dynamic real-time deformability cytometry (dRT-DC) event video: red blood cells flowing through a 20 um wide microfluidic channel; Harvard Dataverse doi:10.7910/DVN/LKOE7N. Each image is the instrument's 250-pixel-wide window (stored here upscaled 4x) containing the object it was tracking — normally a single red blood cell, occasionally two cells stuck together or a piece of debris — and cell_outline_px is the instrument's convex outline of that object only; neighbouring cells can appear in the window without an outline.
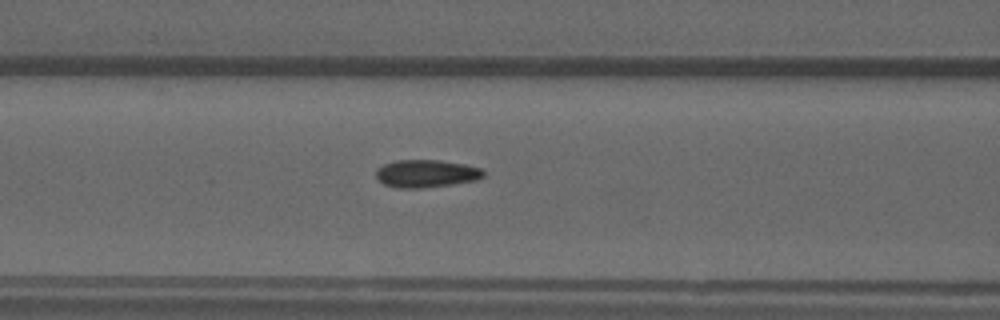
{"species": "common noctule bat (a hibernating species)", "species_latin": "Nyctalus noctula", "temperature_condition": "warm", "stored_images_in_passage": 53, "camera_frame_rate_fps": 3000, "um_per_image_px": 0.085, "animal": {"sex": "male", "forearm_length_mm": 52.5}, "frame": {"image": 1, "passage_image": 22, "time_ms": 7.0, "image_size_px": [1000, 320], "cell_outline_px": [[484, 176], [476, 180], [452, 184], [424, 188], [396, 188], [384, 184], [376, 176], [376, 168], [384, 164], [396, 160], [440, 160], [464, 164], [480, 168], [484, 172]], "centroid_in_image_um": [36.21, 14.75], "position_along_channel_um": 130.4, "area_um2": 17.34}}
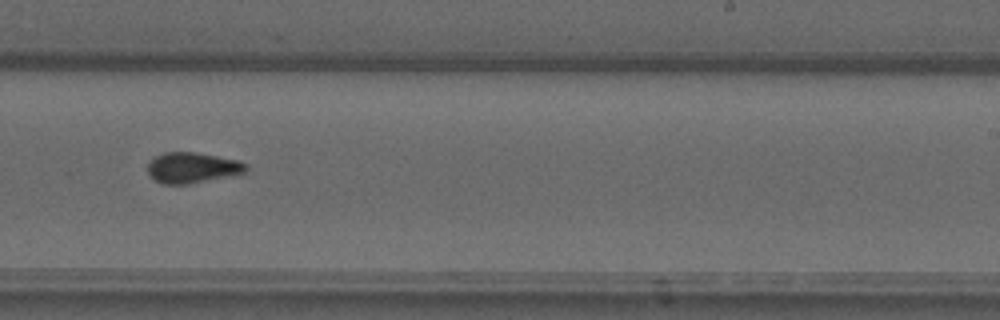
{"frame": {"image": 2, "passage_image": 33, "time_ms": 10.667, "image_size_px": [1000, 320], "cell_outline_px": [[248, 168], [244, 172], [188, 184], [160, 184], [152, 180], [148, 176], [148, 164], [156, 156], [164, 152], [196, 152], [240, 160], [248, 164]], "centroid_in_image_um": [16.31, 14.25], "position_along_channel_um": 272.7, "area_um2": 17.57}}
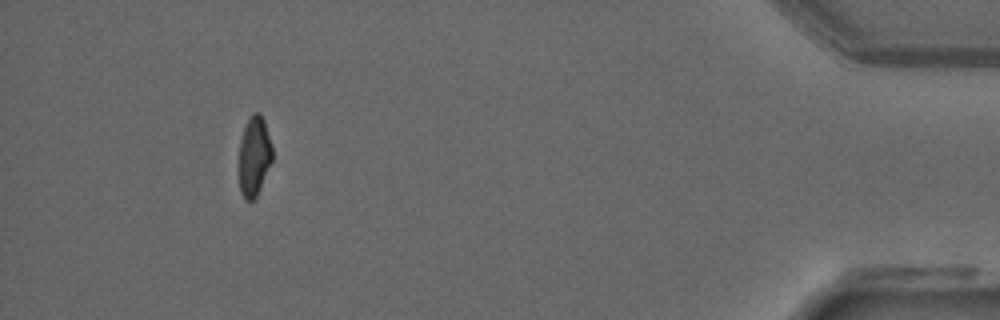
{"frame": {"image": 3, "passage_image": 49, "time_ms": 16.0, "image_size_px": [1000, 320], "cell_outline_px": [[272, 160], [256, 196], [252, 200], [244, 200], [240, 192], [240, 140], [244, 128], [252, 112], [260, 112], [264, 120], [272, 148]], "centroid_in_image_um": [21.6, 13.25], "position_along_channel_um": 413.6, "area_um2": 15.14}, "authors_computed_cell_mechanics": {"area_um2": 16.9354, "velocity_mm_per_s": 3.8882, "shape_relaxation_time_tau1_ms": null, "shape_relaxation_time_tau2_ms": 1.5091, "deformation_change_tau1": null, "deformation_change_tau2": 0.0808}}